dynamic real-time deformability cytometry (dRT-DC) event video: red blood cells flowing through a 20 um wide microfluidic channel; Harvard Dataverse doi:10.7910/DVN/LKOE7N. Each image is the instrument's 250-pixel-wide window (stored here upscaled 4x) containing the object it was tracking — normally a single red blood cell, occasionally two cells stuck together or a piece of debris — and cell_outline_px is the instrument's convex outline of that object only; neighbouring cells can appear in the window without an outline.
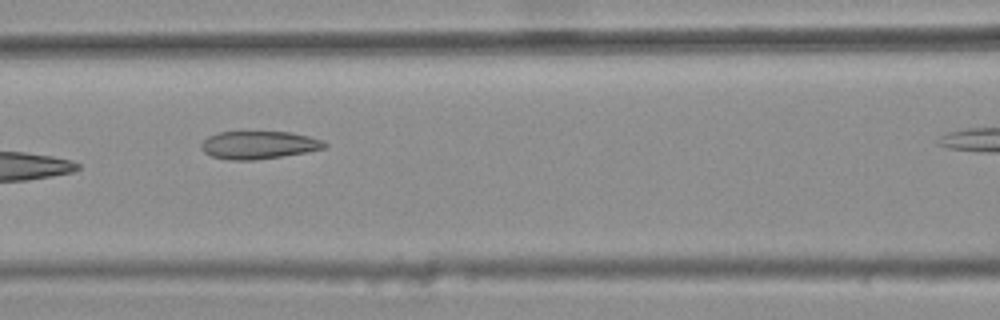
{"species": "common noctule bat (a hibernating species)", "species_latin": "Nyctalus noctula", "temperature_condition": "warm", "stored_images_in_passage": 7, "camera_frame_rate_fps": 3000, "um_per_image_px": 0.085, "animal": {"sex": "female", "body_mass_g": 25.1}, "frame": {"image": 1, "passage_image": 6, "time_ms": 1.667, "image_size_px": [1000, 320], "cell_outline_px": [[328, 144], [324, 148], [304, 152], [256, 160], [232, 160], [212, 156], [204, 152], [200, 148], [200, 144], [208, 136], [220, 132], [292, 132], [324, 140]], "centroid_in_image_um": [21.98, 12.32], "position_along_channel_um": 144.6, "area_um2": 19.88}}